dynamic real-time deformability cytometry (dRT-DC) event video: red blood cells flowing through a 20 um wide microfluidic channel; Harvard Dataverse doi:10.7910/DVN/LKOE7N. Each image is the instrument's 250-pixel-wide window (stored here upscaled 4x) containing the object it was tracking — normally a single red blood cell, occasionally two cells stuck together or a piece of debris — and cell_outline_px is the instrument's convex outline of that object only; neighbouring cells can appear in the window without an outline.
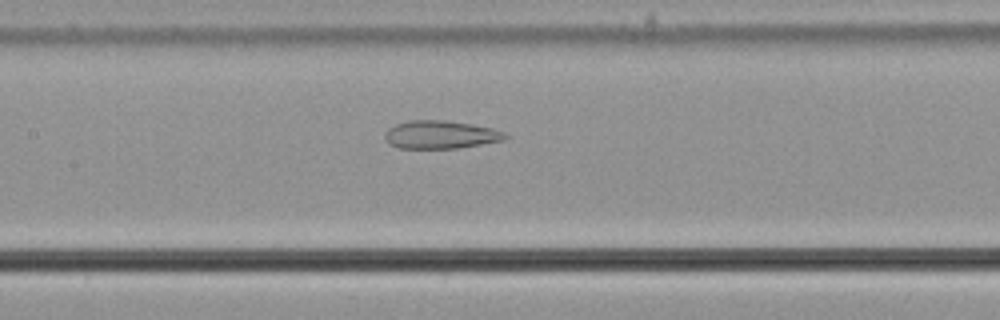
{"species": "common noctule bat (a hibernating species)", "species_latin": "Nyctalus noctula", "temperature_condition": "cold", "stored_images_in_passage": 55, "camera_frame_rate_fps": 3000, "um_per_image_px": 0.085, "animal": {"sex": "male", "body_mass_g": 21.5, "forearm_length_mm": 52.0}, "frame": {"image": 1, "passage_image": 26, "time_ms": 8.333, "image_size_px": [1000, 320], "cell_outline_px": [[508, 136], [504, 140], [456, 148], [400, 148], [388, 144], [384, 136], [384, 132], [388, 128], [396, 124], [408, 120], [444, 120], [472, 124], [492, 128], [504, 132]], "centroid_in_image_um": [37.4, 11.44], "position_along_channel_um": 170.0, "area_um2": 19.65}}
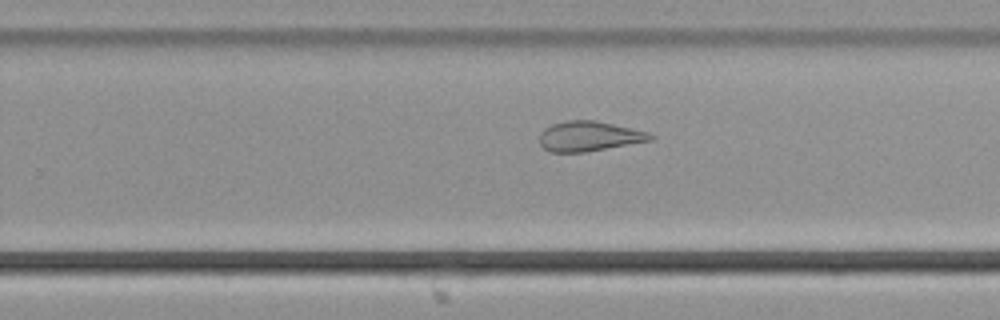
{"frame": {"image": 2, "passage_image": 35, "time_ms": 11.333, "image_size_px": [1000, 320], "cell_outline_px": [[656, 136], [652, 140], [584, 152], [552, 152], [544, 148], [540, 144], [540, 132], [544, 128], [552, 124], [568, 120], [596, 120], [632, 128], [648, 132]], "centroid_in_image_um": [50.07, 11.57], "position_along_channel_um": 279.7, "area_um2": 19.31}}
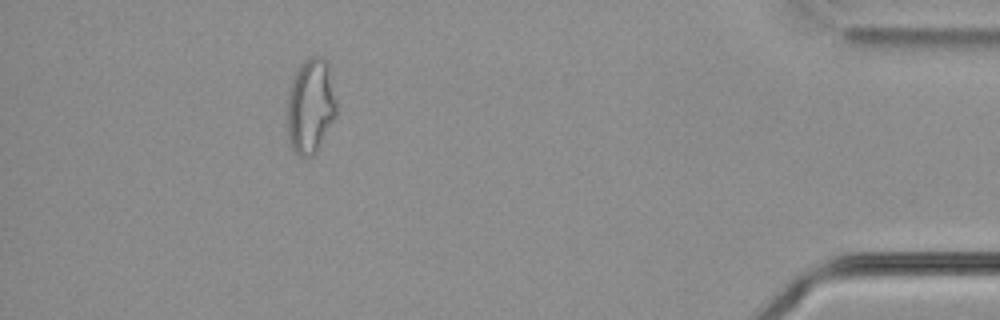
{"frame": {"image": 3, "passage_image": 50, "time_ms": 16.333, "image_size_px": [1000, 320], "cell_outline_px": [[336, 116], [316, 152], [312, 156], [296, 156], [288, 140], [284, 124], [288, 96], [292, 76], [304, 60], [308, 56], [324, 56], [328, 60], [336, 100]], "centroid_in_image_um": [26.36, 9.01], "position_along_channel_um": 408.8, "area_um2": 28.21}, "authors_computed_cell_mechanics": {"area_um2": 26.01, "velocity_mm_per_s": 3.6671, "shape_relaxation_time_tau1_ms": null, "shape_relaxation_time_tau2_ms": 2.7032, "deformation_change_tau1": null, "deformation_change_tau2": 0.1236}}